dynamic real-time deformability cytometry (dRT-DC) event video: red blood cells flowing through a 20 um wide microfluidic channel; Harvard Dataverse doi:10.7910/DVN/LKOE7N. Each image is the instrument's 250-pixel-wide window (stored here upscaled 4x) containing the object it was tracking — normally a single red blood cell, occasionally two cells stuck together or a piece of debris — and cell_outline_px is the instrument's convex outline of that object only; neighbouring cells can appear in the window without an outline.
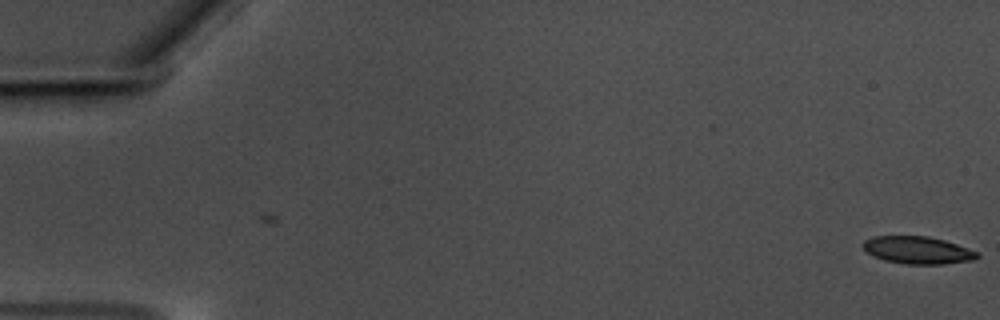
{"species": "common noctule bat (a hibernating species)", "species_latin": "Nyctalus noctula", "temperature_condition": "warm", "stored_images_in_passage": 59, "camera_frame_rate_fps": 3000, "um_per_image_px": 0.085, "animal": {"sex": "male", "body_mass_g": 17.5, "forearm_length_mm": 52.3}, "frame": {"image": 1, "passage_image": 1, "time_ms": 0.0, "image_size_px": [1000, 320], "cell_outline_px": [[980, 256], [976, 260], [944, 264], [904, 264], [884, 260], [872, 256], [864, 248], [864, 240], [872, 236], [928, 236], [944, 240], [956, 244], [976, 252]], "centroid_in_image_um": [78.0, 21.27], "position_along_channel_um": 7.0, "area_um2": 18.21}}
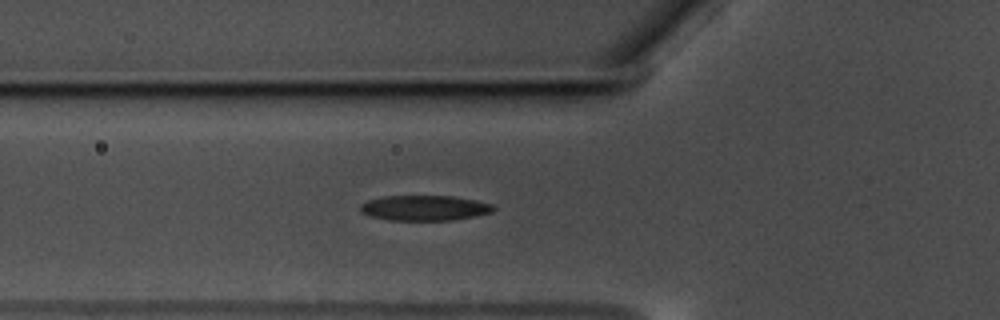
{"frame": {"image": 2, "passage_image": 22, "time_ms": 7.0, "image_size_px": [1000, 320], "cell_outline_px": [[496, 208], [492, 212], [476, 216], [452, 220], [388, 220], [368, 216], [360, 212], [360, 204], [368, 200], [384, 196], [452, 196], [476, 200], [492, 204]], "centroid_in_image_um": [36.07, 17.68], "position_along_channel_um": 89.7, "area_um2": 19.71}}
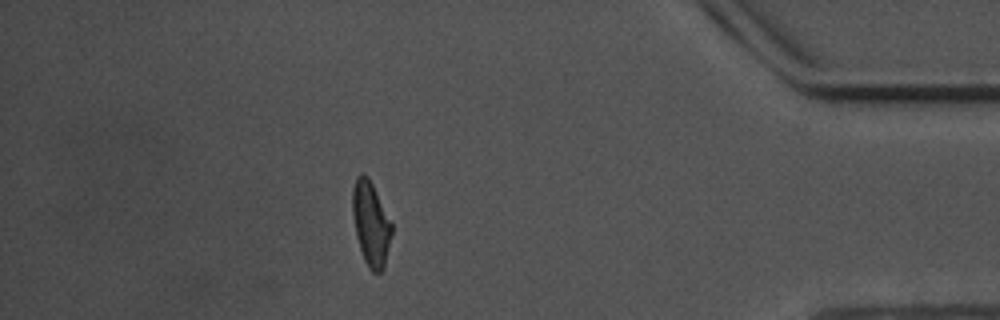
{"frame": {"image": 3, "passage_image": 52, "time_ms": 17.0, "image_size_px": [1000, 320], "cell_outline_px": [[392, 232], [384, 268], [380, 272], [372, 272], [368, 268], [364, 260], [356, 236], [352, 216], [352, 188], [356, 176], [360, 172], [364, 172], [368, 176], [392, 224]], "centroid_in_image_um": [31.5, 18.99], "position_along_channel_um": 403.7, "area_um2": 19.31}, "authors_computed_cell_mechanics": {"area_um2": 19.7098, "velocity_mm_per_s": 3.5438, "shape_relaxation_time_tau1_ms": 4.1571, "shape_relaxation_time_tau2_ms": 3.8854, "deformation_change_tau1": 0.1478, "deformation_change_tau2": 0.1289}}